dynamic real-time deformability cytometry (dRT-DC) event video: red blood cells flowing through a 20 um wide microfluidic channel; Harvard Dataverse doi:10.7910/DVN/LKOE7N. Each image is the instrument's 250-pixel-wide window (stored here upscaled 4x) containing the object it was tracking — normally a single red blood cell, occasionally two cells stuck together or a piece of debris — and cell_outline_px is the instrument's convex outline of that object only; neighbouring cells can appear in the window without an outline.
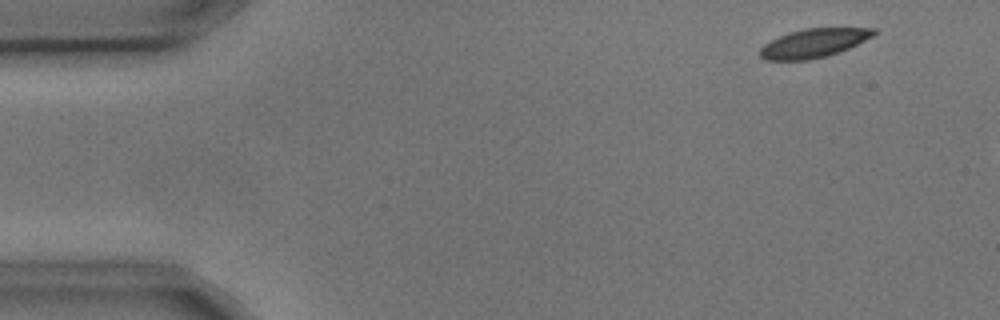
{"species": "common noctule bat (a hibernating species)", "species_latin": "Nyctalus noctula", "temperature_condition": "cold", "stored_images_in_passage": 3, "camera_frame_rate_fps": 3000, "um_per_image_px": 0.085, "animal": {"sex": "male", "body_mass_g": 17.9, "forearm_length_mm": 54.2}, "frame": {"image": 1, "passage_image": 1, "time_ms": 0.0, "image_size_px": [1000, 320], "cell_outline_px": [[876, 32], [872, 36], [848, 48], [824, 56], [808, 60], [764, 60], [760, 56], [760, 48], [764, 44], [788, 32], [804, 28], [876, 28]], "centroid_in_image_um": [69.12, 3.66], "position_along_channel_um": 15.9, "area_um2": 18.79}}